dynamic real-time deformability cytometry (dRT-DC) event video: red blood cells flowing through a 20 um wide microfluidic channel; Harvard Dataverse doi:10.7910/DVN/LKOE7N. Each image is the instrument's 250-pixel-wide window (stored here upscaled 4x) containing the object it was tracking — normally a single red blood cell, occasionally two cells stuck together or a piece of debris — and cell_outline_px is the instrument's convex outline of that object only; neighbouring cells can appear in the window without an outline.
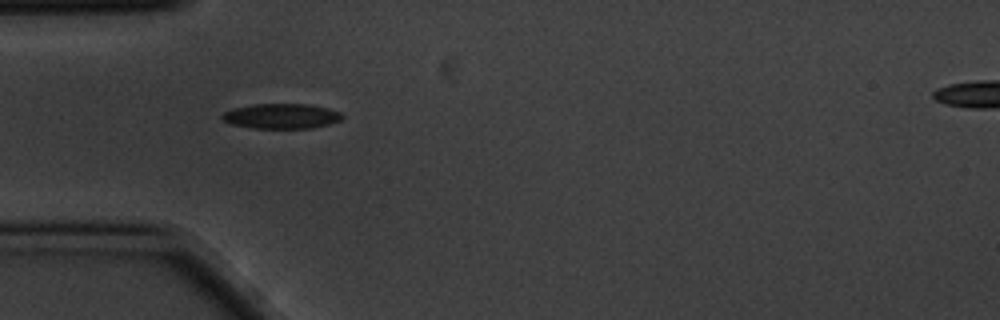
{"species": "common noctule bat (a hibernating species)", "species_latin": "Nyctalus noctula", "temperature_condition": "cold", "stored_images_in_passage": 7, "camera_frame_rate_fps": 3000, "um_per_image_px": 0.085, "animal": {"sex": "male", "body_mass_g": 20.1, "forearm_length_mm": 53.5}, "frame": {"image": 1, "passage_image": 6, "time_ms": 1.667, "image_size_px": [1000, 320], "cell_outline_px": [[344, 116], [340, 120], [328, 124], [312, 128], [252, 128], [228, 124], [220, 120], [220, 116], [224, 112], [232, 108], [256, 104], [308, 104], [328, 108], [340, 112]], "centroid_in_image_um": [23.86, 9.87], "position_along_channel_um": 61.1, "area_um2": 17.69}}